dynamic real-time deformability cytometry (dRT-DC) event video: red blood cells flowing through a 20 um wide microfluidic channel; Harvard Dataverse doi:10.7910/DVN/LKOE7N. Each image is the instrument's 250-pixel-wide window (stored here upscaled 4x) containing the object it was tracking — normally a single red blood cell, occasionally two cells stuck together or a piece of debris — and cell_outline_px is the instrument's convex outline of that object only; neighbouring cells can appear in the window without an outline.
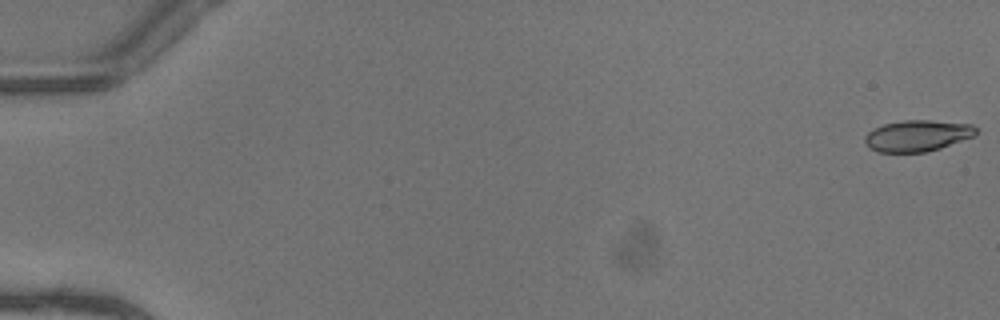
{"species": "common noctule bat (a hibernating species)", "species_latin": "Nyctalus noctula", "temperature_condition": "warm", "stored_images_in_passage": 52, "camera_frame_rate_fps": 3000, "um_per_image_px": 0.085, "animal": {"sex": "female"}, "frame": {"image": 1, "passage_image": 1, "time_ms": 0.0, "image_size_px": [1000, 320], "cell_outline_px": [[976, 136], [940, 148], [924, 152], [880, 152], [872, 148], [864, 140], [864, 136], [872, 128], [884, 124], [904, 120], [928, 120], [972, 124], [976, 128]], "centroid_in_image_um": [78.0, 11.53], "position_along_channel_um": 7.0, "area_um2": 20.17}}
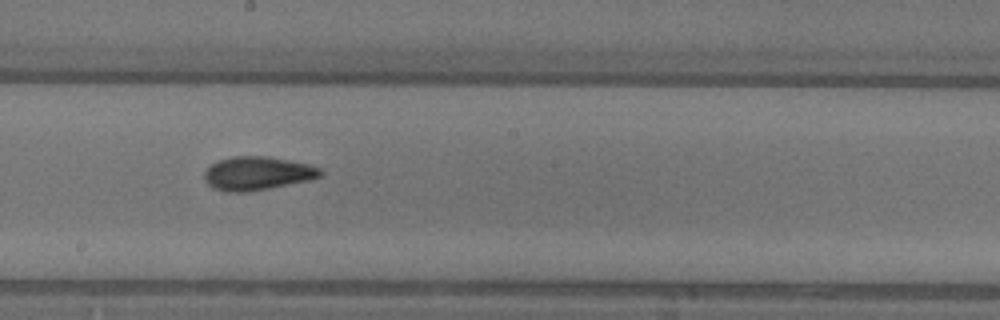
{"frame": {"image": 2, "passage_image": 30, "time_ms": 9.667, "image_size_px": [1000, 320], "cell_outline_px": [[324, 172], [320, 176], [308, 180], [268, 188], [244, 192], [228, 192], [212, 188], [204, 180], [204, 172], [212, 164], [220, 160], [232, 156], [268, 156], [308, 164], [320, 168]], "centroid_in_image_um": [21.85, 14.73], "position_along_channel_um": 226.3, "area_um2": 22.48}}
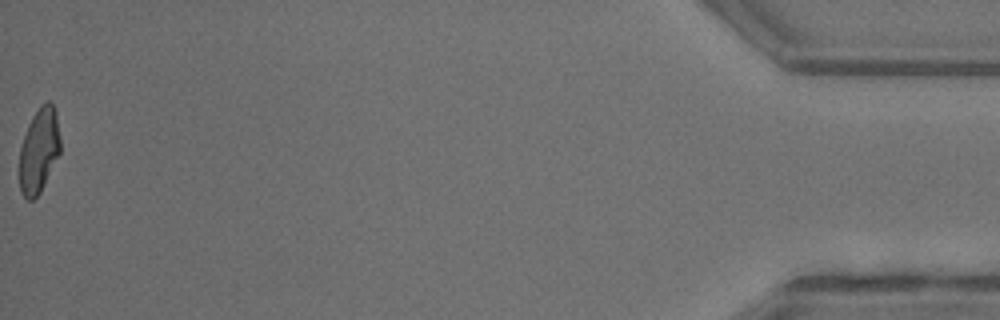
{"frame": {"image": 3, "passage_image": 52, "time_ms": 17.0, "image_size_px": [1000, 320], "cell_outline_px": [[60, 152], [40, 192], [32, 200], [28, 200], [20, 192], [20, 148], [28, 124], [32, 116], [40, 104], [48, 100], [52, 104], [56, 112], [60, 140]], "centroid_in_image_um": [3.31, 12.76], "position_along_channel_um": 431.9, "area_um2": 20.0}, "authors_computed_cell_mechanics": {"area_um2": 21.386, "velocity_mm_per_s": 4.1355, "shape_relaxation_time_tau1_ms": 7.6417, "shape_relaxation_time_tau2_ms": 1.8083, "deformation_change_tau1": 0.2396, "deformation_change_tau2": 0.0698}}